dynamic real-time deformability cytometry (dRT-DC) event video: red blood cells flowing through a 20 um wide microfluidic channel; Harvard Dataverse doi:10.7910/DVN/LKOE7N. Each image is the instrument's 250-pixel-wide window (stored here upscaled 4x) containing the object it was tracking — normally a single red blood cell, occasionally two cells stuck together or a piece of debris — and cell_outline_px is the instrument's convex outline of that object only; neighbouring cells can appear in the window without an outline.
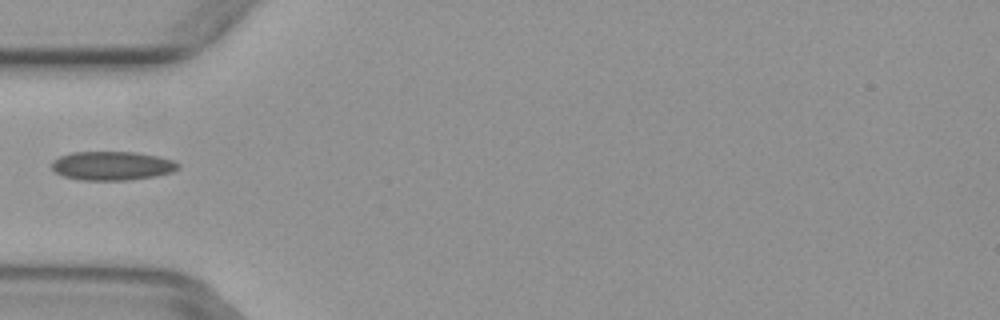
{"species": "common noctule bat (a hibernating species)", "species_latin": "Nyctalus noctula", "temperature_condition": "warm", "stored_images_in_passage": 4, "camera_frame_rate_fps": 3000, "um_per_image_px": 0.085, "animal": {"sex": "female", "body_mass_g": 29.2, "forearm_length_mm": 56.3}, "frame": {"image": 1, "passage_image": 3, "time_ms": 0.667, "image_size_px": [1000, 320], "cell_outline_px": [[180, 168], [172, 172], [156, 176], [128, 180], [80, 180], [64, 176], [56, 172], [52, 168], [52, 160], [60, 156], [72, 152], [136, 152], [156, 156], [172, 160], [180, 164]], "centroid_in_image_um": [9.54, 14.09], "position_along_channel_um": 75.5, "area_um2": 21.27}}
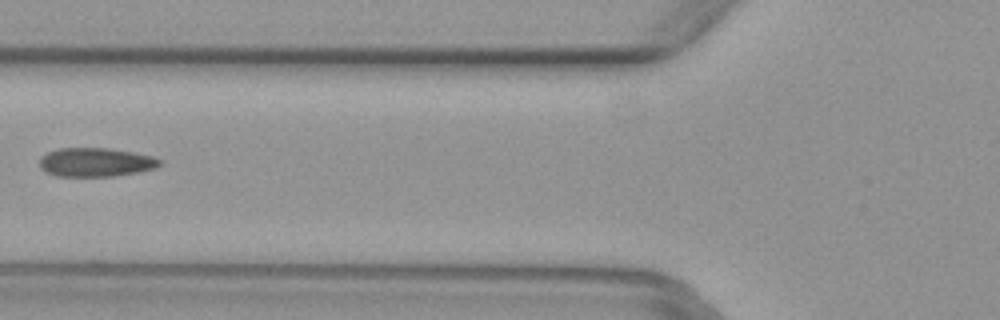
{"frame": {"image": 2, "passage_image": 4, "time_ms": 1.0, "image_size_px": [1000, 320], "cell_outline_px": [[160, 164], [156, 168], [140, 172], [116, 176], [56, 176], [40, 168], [40, 156], [48, 152], [60, 148], [108, 148], [132, 152], [152, 156], [160, 160]], "centroid_in_image_um": [8.13, 13.79], "position_along_channel_um": 117.7, "area_um2": 20.17}}